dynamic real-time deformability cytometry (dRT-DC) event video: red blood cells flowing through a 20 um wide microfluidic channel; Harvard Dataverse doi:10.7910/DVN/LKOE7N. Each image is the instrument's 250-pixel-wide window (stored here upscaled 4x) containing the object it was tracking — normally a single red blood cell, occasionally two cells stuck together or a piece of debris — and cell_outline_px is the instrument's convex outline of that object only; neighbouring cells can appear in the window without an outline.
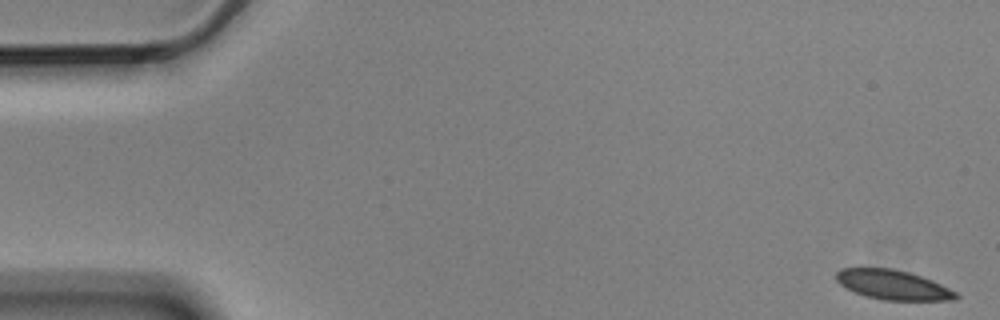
{"species": "Egyptian fruit bat (a non-hibernating species)", "species_latin": "Rousettus aegyptiacus", "temperature_condition": "cold", "stored_images_in_passage": 4, "camera_frame_rate_fps": 3000, "um_per_image_px": 0.085, "animal": {"sex": "male"}, "frame": {"image": 1, "passage_image": 1, "time_ms": 0.0, "image_size_px": [1000, 320], "cell_outline_px": [[960, 296], [952, 300], [884, 300], [868, 296], [856, 292], [840, 284], [836, 280], [836, 272], [840, 268], [860, 264], [892, 268], [908, 272], [932, 280], [956, 292]], "centroid_in_image_um": [75.81, 24.15], "position_along_channel_um": 9.2, "area_um2": 21.1}}
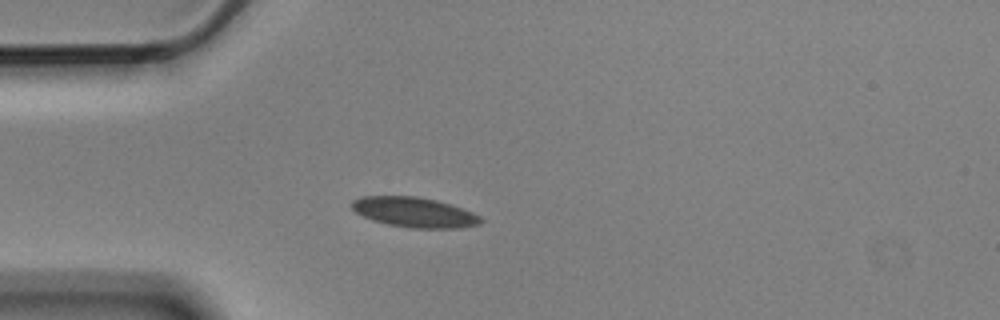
{"frame": {"image": 2, "passage_image": 4, "time_ms": 1.0, "image_size_px": [1000, 320], "cell_outline_px": [[484, 220], [480, 224], [460, 228], [408, 228], [388, 224], [372, 220], [356, 212], [348, 204], [352, 200], [360, 196], [416, 196], [436, 200], [472, 212], [480, 216]], "centroid_in_image_um": [35.18, 18.04], "position_along_channel_um": 49.8, "area_um2": 22.6}}